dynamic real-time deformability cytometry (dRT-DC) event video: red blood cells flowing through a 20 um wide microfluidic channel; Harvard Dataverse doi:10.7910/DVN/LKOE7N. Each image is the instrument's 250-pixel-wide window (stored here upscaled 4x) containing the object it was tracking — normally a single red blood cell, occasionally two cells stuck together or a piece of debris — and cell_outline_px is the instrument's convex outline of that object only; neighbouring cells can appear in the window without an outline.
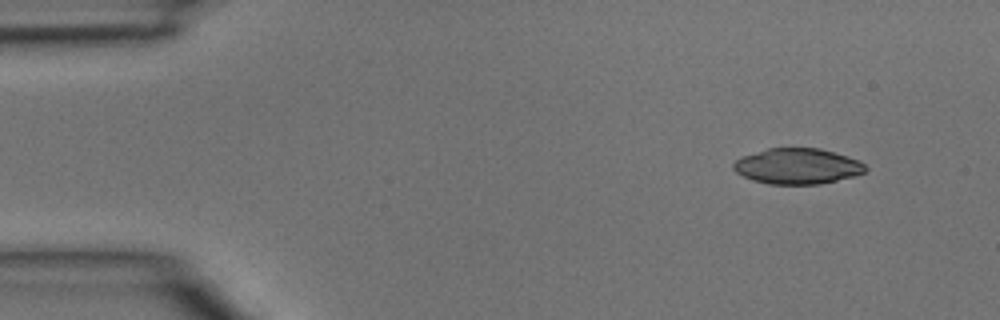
{"species": "common noctule bat (a hibernating species)", "species_latin": "Nyctalus noctula", "temperature_condition": "room temperature", "stored_images_in_passage": 3, "camera_frame_rate_fps": 3000, "um_per_image_px": 0.085, "animal": {"sex": "male", "body_mass_g": 15.6}, "frame": {"image": 1, "passage_image": 1, "time_ms": 0.0, "image_size_px": [1000, 320], "cell_outline_px": [[868, 168], [864, 172], [856, 176], [820, 184], [768, 184], [752, 180], [736, 172], [732, 168], [732, 164], [736, 160], [744, 156], [768, 148], [820, 148], [860, 160]], "centroid_in_image_um": [67.8, 14.13], "position_along_channel_um": 17.2, "area_um2": 27.46}}
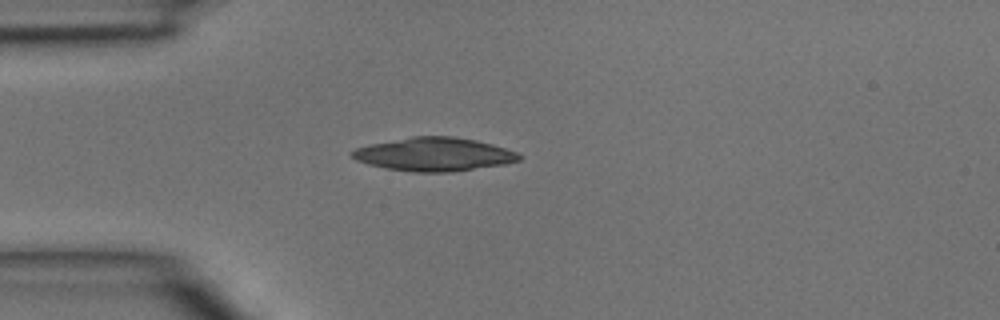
{"frame": {"image": 2, "passage_image": 3, "time_ms": 0.667, "image_size_px": [1000, 320], "cell_outline_px": [[524, 156], [520, 160], [504, 164], [452, 172], [412, 172], [384, 168], [368, 164], [356, 160], [348, 152], [356, 148], [372, 144], [412, 136], [452, 136], [476, 140], [492, 144], [516, 152]], "centroid_in_image_um": [36.89, 13.12], "position_along_channel_um": 48.1, "area_um2": 32.54}}